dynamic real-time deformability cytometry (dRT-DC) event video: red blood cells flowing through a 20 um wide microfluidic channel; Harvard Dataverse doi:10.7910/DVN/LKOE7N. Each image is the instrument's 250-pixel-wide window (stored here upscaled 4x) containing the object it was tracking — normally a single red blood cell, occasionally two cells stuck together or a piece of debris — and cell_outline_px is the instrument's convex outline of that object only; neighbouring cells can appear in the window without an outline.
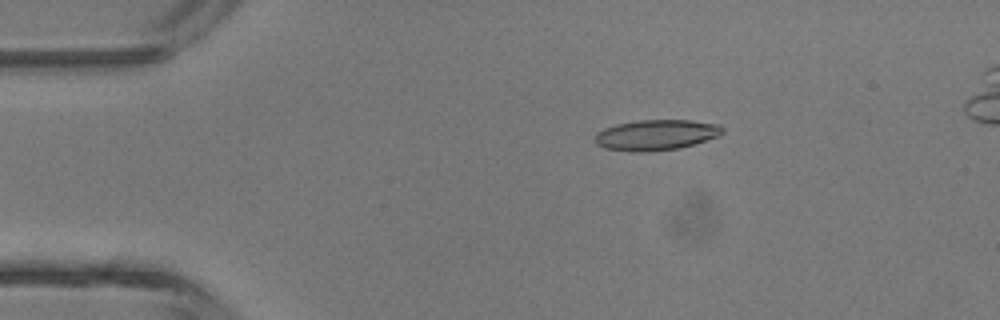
{"species": "common noctule bat (a hibernating species)", "species_latin": "Nyctalus noctula", "temperature_condition": "room temperature", "stored_images_in_passage": 3, "camera_frame_rate_fps": 3000, "um_per_image_px": 0.085, "animal": {"sex": "male", "body_mass_g": 13.3}, "frame": {"image": 1, "passage_image": 1, "time_ms": 0.0, "image_size_px": [1000, 320], "cell_outline_px": [[724, 132], [716, 136], [680, 148], [648, 152], [632, 152], [604, 148], [596, 144], [596, 132], [604, 128], [616, 124], [640, 120], [688, 120], [720, 124], [724, 128]], "centroid_in_image_um": [55.74, 11.47], "position_along_channel_um": 29.3, "area_um2": 22.66}}